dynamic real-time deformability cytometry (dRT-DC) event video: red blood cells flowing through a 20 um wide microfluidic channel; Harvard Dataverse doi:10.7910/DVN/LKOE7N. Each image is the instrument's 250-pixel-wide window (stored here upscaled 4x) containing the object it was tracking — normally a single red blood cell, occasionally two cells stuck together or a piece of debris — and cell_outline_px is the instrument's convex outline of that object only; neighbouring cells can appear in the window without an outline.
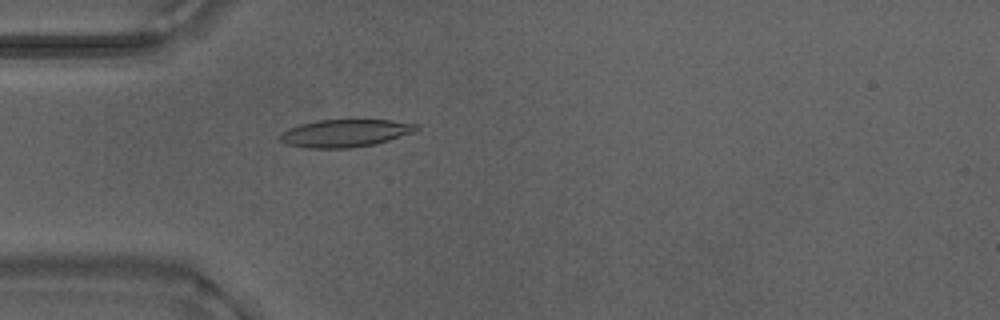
{"species": "Egyptian fruit bat (a non-hibernating species)", "species_latin": "Rousettus aegyptiacus", "temperature_condition": "warm", "stored_images_in_passage": 53, "camera_frame_rate_fps": 3000, "um_per_image_px": 0.085, "animal": {"sex": "male"}, "frame": {"image": 1, "passage_image": 16, "time_ms": 5.0, "image_size_px": [1000, 320], "cell_outline_px": [[420, 128], [412, 132], [376, 144], [348, 148], [308, 148], [288, 144], [280, 140], [280, 136], [284, 132], [300, 124], [316, 120], [392, 120], [420, 124]], "centroid_in_image_um": [29.39, 11.31], "position_along_channel_um": 55.6, "area_um2": 21.68}}
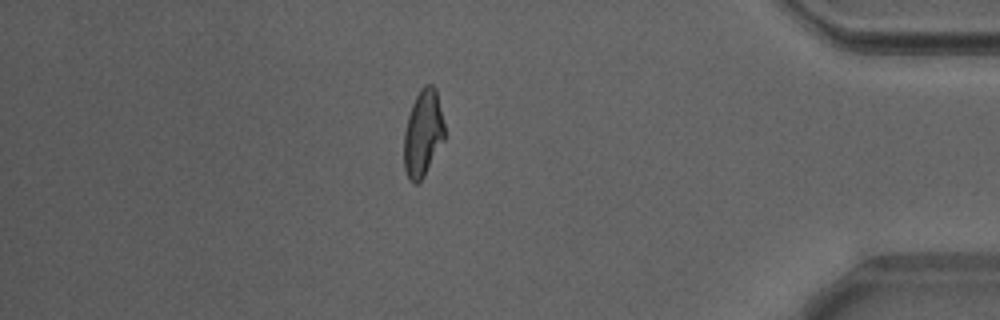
{"frame": {"image": 2, "passage_image": 46, "time_ms": 15.0, "image_size_px": [1000, 320], "cell_outline_px": [[444, 140], [424, 176], [416, 184], [412, 184], [408, 180], [404, 168], [404, 132], [408, 116], [412, 104], [420, 88], [424, 84], [432, 84], [436, 88], [444, 124]], "centroid_in_image_um": [35.94, 11.33], "position_along_channel_um": 399.3, "area_um2": 20.58}}
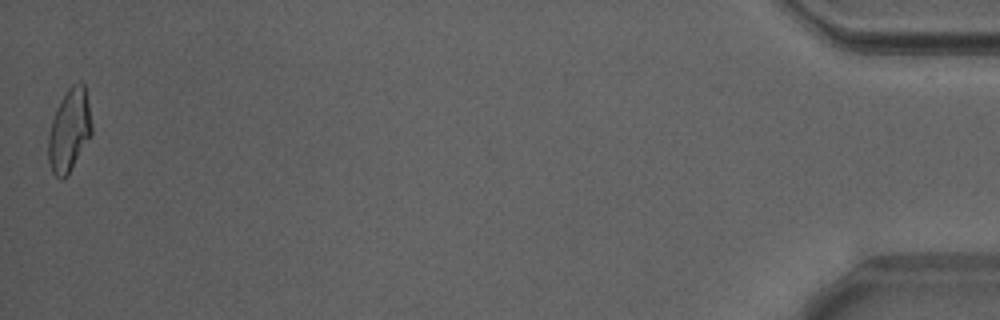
{"frame": {"image": 3, "passage_image": 53, "time_ms": 17.333, "image_size_px": [1000, 320], "cell_outline_px": [[92, 132], [68, 172], [60, 180], [52, 172], [48, 160], [48, 136], [52, 120], [56, 108], [68, 88], [72, 84], [80, 80], [84, 84], [92, 124]], "centroid_in_image_um": [5.87, 11.02], "position_along_channel_um": 429.3, "area_um2": 20.4}, "authors_computed_cell_mechanics": {"area_um2": 21.097, "velocity_mm_per_s": 3.8857, "shape_relaxation_time_tau1_ms": 10.4182, "shape_relaxation_time_tau2_ms": 1.49, "deformation_change_tau1": 0.2919, "deformation_change_tau2": 0.0951}}